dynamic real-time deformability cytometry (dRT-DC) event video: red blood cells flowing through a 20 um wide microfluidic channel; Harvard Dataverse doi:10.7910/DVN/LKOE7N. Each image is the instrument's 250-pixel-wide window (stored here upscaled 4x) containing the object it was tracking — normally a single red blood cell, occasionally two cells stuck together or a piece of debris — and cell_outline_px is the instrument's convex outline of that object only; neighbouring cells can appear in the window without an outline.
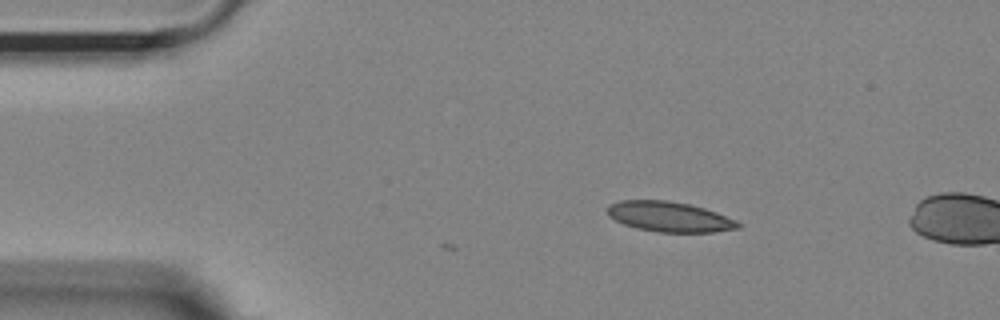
{"species": "Egyptian fruit bat (a non-hibernating species)", "species_latin": "Rousettus aegyptiacus", "temperature_condition": "room temperature", "stored_images_in_passage": 4, "camera_frame_rate_fps": 3000, "um_per_image_px": 0.085, "animal": {"sex": "female"}, "frame": {"image": 1, "passage_image": 4, "time_ms": 1.0, "image_size_px": [1000, 320], "cell_outline_px": [[740, 228], [712, 232], [660, 232], [636, 228], [624, 224], [608, 216], [608, 208], [612, 204], [620, 200], [668, 200], [688, 204], [704, 208], [716, 212], [736, 220], [740, 224]], "centroid_in_image_um": [56.91, 18.42], "position_along_channel_um": 28.1, "area_um2": 22.77}}